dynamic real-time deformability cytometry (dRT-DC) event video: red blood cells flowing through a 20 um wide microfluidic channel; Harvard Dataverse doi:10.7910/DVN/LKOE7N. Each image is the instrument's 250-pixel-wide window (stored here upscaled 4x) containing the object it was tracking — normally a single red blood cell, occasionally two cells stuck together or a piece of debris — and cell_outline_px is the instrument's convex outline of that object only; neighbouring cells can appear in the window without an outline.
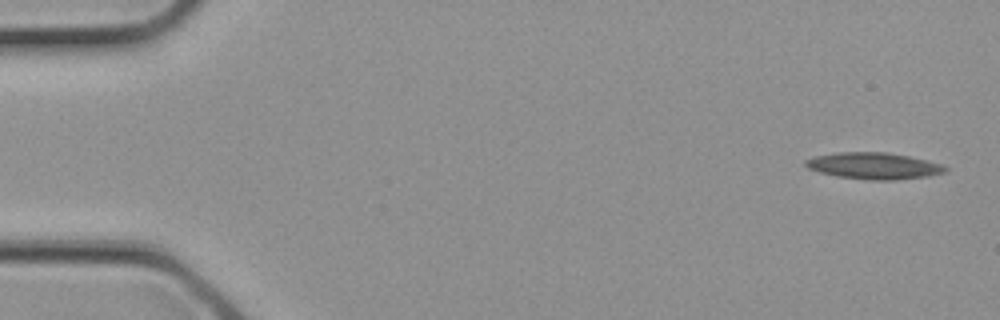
{"species": "common noctule bat (a hibernating species)", "species_latin": "Nyctalus noctula", "temperature_condition": "cold", "stored_images_in_passage": 4, "segment_of_instrument_passage": [2, 2], "camera_frame_rate_fps": 3000, "um_per_image_px": 0.085, "animal": {"sex": "female", "body_mass_g": 21.9}, "frame": {"image": 1, "passage_image": 4, "time_ms": 1.0, "image_size_px": [1000, 320], "cell_outline_px": [[948, 172], [928, 176], [896, 180], [868, 180], [836, 176], [820, 172], [808, 168], [804, 164], [804, 160], [816, 156], [840, 152], [888, 152], [928, 160], [944, 164], [948, 168]], "centroid_in_image_um": [74.33, 14.1], "position_along_channel_um": 10.7, "area_um2": 21.79}}